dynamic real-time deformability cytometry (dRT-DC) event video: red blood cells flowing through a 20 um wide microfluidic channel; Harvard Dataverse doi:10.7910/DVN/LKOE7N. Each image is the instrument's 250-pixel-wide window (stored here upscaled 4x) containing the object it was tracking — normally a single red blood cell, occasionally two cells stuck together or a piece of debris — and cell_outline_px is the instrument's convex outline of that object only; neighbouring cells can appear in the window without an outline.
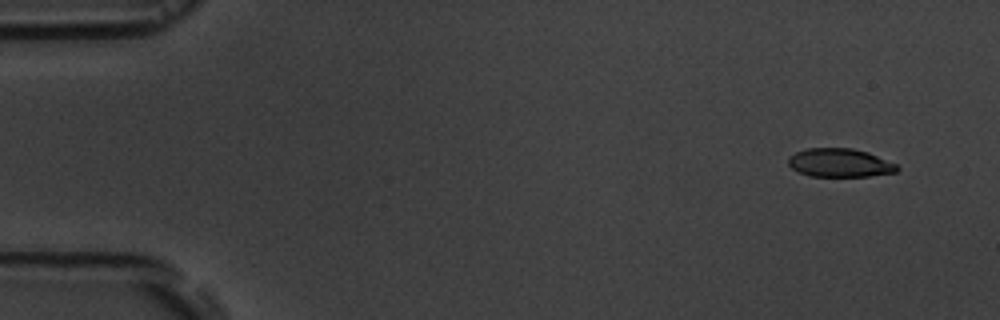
{"species": "common noctule bat (a hibernating species)", "species_latin": "Nyctalus noctula", "temperature_condition": "room temperature", "stored_images_in_passage": 17, "camera_frame_rate_fps": 3000, "um_per_image_px": 0.085, "animal": {"sex": "male", "body_mass_g": 19.5, "forearm_length_mm": 54.6}, "frame": {"image": 1, "passage_image": 2, "time_ms": 1.0, "image_size_px": [1000, 320], "cell_outline_px": [[900, 168], [896, 172], [868, 176], [808, 176], [792, 168], [788, 164], [788, 156], [796, 152], [808, 148], [852, 148], [868, 152], [896, 164]], "centroid_in_image_um": [71.37, 13.83], "position_along_channel_um": 13.6, "area_um2": 18.03}}
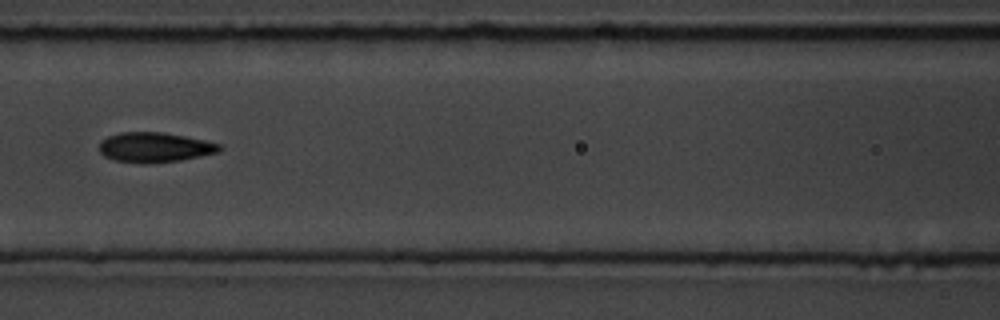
{"frame": {"image": 2, "passage_image": 8, "time_ms": 8.0, "image_size_px": [1000, 320], "cell_outline_px": [[224, 148], [220, 152], [180, 160], [144, 164], [112, 160], [104, 156], [100, 152], [100, 140], [108, 136], [120, 132], [164, 132], [204, 140], [220, 144]], "centroid_in_image_um": [13.14, 12.52], "position_along_channel_um": 153.5, "area_um2": 21.1}}
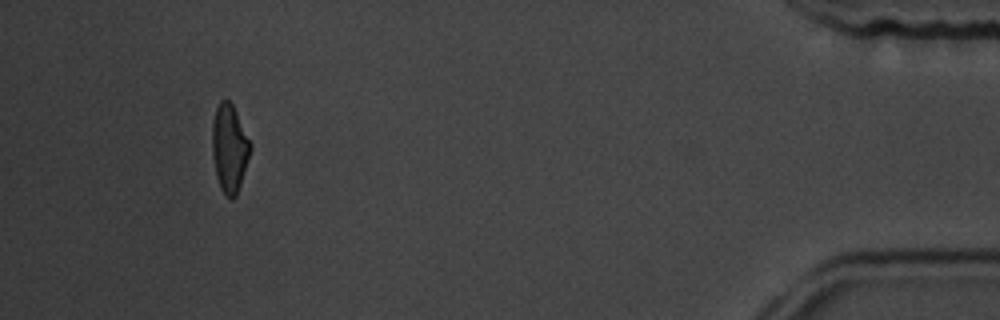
{"frame": {"image": 3, "passage_image": 16, "time_ms": 17.0, "image_size_px": [1000, 320], "cell_outline_px": [[252, 148], [236, 196], [232, 200], [224, 196], [220, 188], [216, 176], [212, 152], [212, 120], [216, 108], [220, 100], [228, 100], [232, 104], [252, 144]], "centroid_in_image_um": [19.49, 12.62], "position_along_channel_um": 415.7, "area_um2": 19.65}, "authors_computed_cell_mechanics": {"area_um2": 20.0566, "velocity_mm_per_s": 3.6846, "shape_relaxation_time_tau1_ms": 3.4844, "shape_relaxation_time_tau2_ms": 1.1242, "deformation_change_tau1": 0.1439, "deformation_change_tau2": 0.0574}}